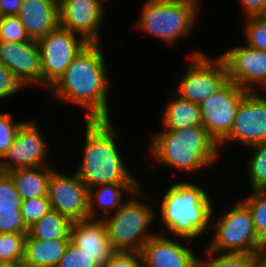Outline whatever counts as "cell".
<instances>
[{
  "label": "cell",
  "mask_w": 266,
  "mask_h": 267,
  "mask_svg": "<svg viewBox=\"0 0 266 267\" xmlns=\"http://www.w3.org/2000/svg\"><path fill=\"white\" fill-rule=\"evenodd\" d=\"M101 43H88L49 88L52 99L77 104L84 120H110L108 76Z\"/></svg>",
  "instance_id": "cell-1"
},
{
  "label": "cell",
  "mask_w": 266,
  "mask_h": 267,
  "mask_svg": "<svg viewBox=\"0 0 266 267\" xmlns=\"http://www.w3.org/2000/svg\"><path fill=\"white\" fill-rule=\"evenodd\" d=\"M110 120H85V143L77 176L88 187L102 184H139L126 169Z\"/></svg>",
  "instance_id": "cell-2"
},
{
  "label": "cell",
  "mask_w": 266,
  "mask_h": 267,
  "mask_svg": "<svg viewBox=\"0 0 266 267\" xmlns=\"http://www.w3.org/2000/svg\"><path fill=\"white\" fill-rule=\"evenodd\" d=\"M153 137L148 149L151 150V156L155 157L154 160L185 171L187 175L208 166L219 157L218 142L203 126L166 129Z\"/></svg>",
  "instance_id": "cell-3"
},
{
  "label": "cell",
  "mask_w": 266,
  "mask_h": 267,
  "mask_svg": "<svg viewBox=\"0 0 266 267\" xmlns=\"http://www.w3.org/2000/svg\"><path fill=\"white\" fill-rule=\"evenodd\" d=\"M207 192L191 182H176L164 193L161 202V221L166 229L191 242L213 226L212 202Z\"/></svg>",
  "instance_id": "cell-4"
},
{
  "label": "cell",
  "mask_w": 266,
  "mask_h": 267,
  "mask_svg": "<svg viewBox=\"0 0 266 267\" xmlns=\"http://www.w3.org/2000/svg\"><path fill=\"white\" fill-rule=\"evenodd\" d=\"M198 4L197 0H146L137 28L169 44L174 43L195 26Z\"/></svg>",
  "instance_id": "cell-5"
},
{
  "label": "cell",
  "mask_w": 266,
  "mask_h": 267,
  "mask_svg": "<svg viewBox=\"0 0 266 267\" xmlns=\"http://www.w3.org/2000/svg\"><path fill=\"white\" fill-rule=\"evenodd\" d=\"M140 189L133 193L130 201L102 219L115 252L140 253L145 243L156 235L153 232L148 234L146 231L156 217L154 209L134 198L142 196Z\"/></svg>",
  "instance_id": "cell-6"
},
{
  "label": "cell",
  "mask_w": 266,
  "mask_h": 267,
  "mask_svg": "<svg viewBox=\"0 0 266 267\" xmlns=\"http://www.w3.org/2000/svg\"><path fill=\"white\" fill-rule=\"evenodd\" d=\"M214 223L207 250L215 253H257L265 244L255 232L249 208L241 201Z\"/></svg>",
  "instance_id": "cell-7"
},
{
  "label": "cell",
  "mask_w": 266,
  "mask_h": 267,
  "mask_svg": "<svg viewBox=\"0 0 266 267\" xmlns=\"http://www.w3.org/2000/svg\"><path fill=\"white\" fill-rule=\"evenodd\" d=\"M191 57L188 70L186 73L183 72L175 95L199 104L228 81L227 69L220 56L212 60L197 50Z\"/></svg>",
  "instance_id": "cell-8"
},
{
  "label": "cell",
  "mask_w": 266,
  "mask_h": 267,
  "mask_svg": "<svg viewBox=\"0 0 266 267\" xmlns=\"http://www.w3.org/2000/svg\"><path fill=\"white\" fill-rule=\"evenodd\" d=\"M78 34L61 26L36 42L39 47L42 85L47 90L58 80L72 63L75 56L88 43Z\"/></svg>",
  "instance_id": "cell-9"
},
{
  "label": "cell",
  "mask_w": 266,
  "mask_h": 267,
  "mask_svg": "<svg viewBox=\"0 0 266 267\" xmlns=\"http://www.w3.org/2000/svg\"><path fill=\"white\" fill-rule=\"evenodd\" d=\"M247 93V90L228 80L199 103L202 126L218 144L230 133L237 107Z\"/></svg>",
  "instance_id": "cell-10"
},
{
  "label": "cell",
  "mask_w": 266,
  "mask_h": 267,
  "mask_svg": "<svg viewBox=\"0 0 266 267\" xmlns=\"http://www.w3.org/2000/svg\"><path fill=\"white\" fill-rule=\"evenodd\" d=\"M89 188L74 173L66 176L55 169L48 184V200L51 210L66 216L70 221L89 219Z\"/></svg>",
  "instance_id": "cell-11"
},
{
  "label": "cell",
  "mask_w": 266,
  "mask_h": 267,
  "mask_svg": "<svg viewBox=\"0 0 266 267\" xmlns=\"http://www.w3.org/2000/svg\"><path fill=\"white\" fill-rule=\"evenodd\" d=\"M248 92L237 107L230 133L219 146L237 141L246 146L266 142V98Z\"/></svg>",
  "instance_id": "cell-12"
},
{
  "label": "cell",
  "mask_w": 266,
  "mask_h": 267,
  "mask_svg": "<svg viewBox=\"0 0 266 267\" xmlns=\"http://www.w3.org/2000/svg\"><path fill=\"white\" fill-rule=\"evenodd\" d=\"M35 122H25L18 130L14 142L0 159L1 172L15 169L48 166L47 144Z\"/></svg>",
  "instance_id": "cell-13"
},
{
  "label": "cell",
  "mask_w": 266,
  "mask_h": 267,
  "mask_svg": "<svg viewBox=\"0 0 266 267\" xmlns=\"http://www.w3.org/2000/svg\"><path fill=\"white\" fill-rule=\"evenodd\" d=\"M59 26L79 34L87 43H100L106 0H58ZM100 28V29H99Z\"/></svg>",
  "instance_id": "cell-14"
},
{
  "label": "cell",
  "mask_w": 266,
  "mask_h": 267,
  "mask_svg": "<svg viewBox=\"0 0 266 267\" xmlns=\"http://www.w3.org/2000/svg\"><path fill=\"white\" fill-rule=\"evenodd\" d=\"M220 57L226 65L228 80L248 92L257 91L253 84L266 90V51L236 45Z\"/></svg>",
  "instance_id": "cell-15"
},
{
  "label": "cell",
  "mask_w": 266,
  "mask_h": 267,
  "mask_svg": "<svg viewBox=\"0 0 266 267\" xmlns=\"http://www.w3.org/2000/svg\"><path fill=\"white\" fill-rule=\"evenodd\" d=\"M0 62L23 83L42 85L39 47L36 41H0Z\"/></svg>",
  "instance_id": "cell-16"
},
{
  "label": "cell",
  "mask_w": 266,
  "mask_h": 267,
  "mask_svg": "<svg viewBox=\"0 0 266 267\" xmlns=\"http://www.w3.org/2000/svg\"><path fill=\"white\" fill-rule=\"evenodd\" d=\"M160 234L151 237L140 251L143 267H196L197 257L190 248ZM162 234V235H161Z\"/></svg>",
  "instance_id": "cell-17"
},
{
  "label": "cell",
  "mask_w": 266,
  "mask_h": 267,
  "mask_svg": "<svg viewBox=\"0 0 266 267\" xmlns=\"http://www.w3.org/2000/svg\"><path fill=\"white\" fill-rule=\"evenodd\" d=\"M70 241L94 258V262L99 267H103L115 253L102 219H85L72 222Z\"/></svg>",
  "instance_id": "cell-18"
},
{
  "label": "cell",
  "mask_w": 266,
  "mask_h": 267,
  "mask_svg": "<svg viewBox=\"0 0 266 267\" xmlns=\"http://www.w3.org/2000/svg\"><path fill=\"white\" fill-rule=\"evenodd\" d=\"M17 16L29 38L37 41L59 26V1L22 0Z\"/></svg>",
  "instance_id": "cell-19"
},
{
  "label": "cell",
  "mask_w": 266,
  "mask_h": 267,
  "mask_svg": "<svg viewBox=\"0 0 266 267\" xmlns=\"http://www.w3.org/2000/svg\"><path fill=\"white\" fill-rule=\"evenodd\" d=\"M69 241L70 239L41 240L27 233L21 266L56 267Z\"/></svg>",
  "instance_id": "cell-20"
},
{
  "label": "cell",
  "mask_w": 266,
  "mask_h": 267,
  "mask_svg": "<svg viewBox=\"0 0 266 267\" xmlns=\"http://www.w3.org/2000/svg\"><path fill=\"white\" fill-rule=\"evenodd\" d=\"M139 188L140 184L117 183L102 184L89 188V219H95L98 216L96 214V204L105 213L96 219H103L109 216L111 212H116L124 204L122 201V194L124 193L122 191L132 196Z\"/></svg>",
  "instance_id": "cell-21"
},
{
  "label": "cell",
  "mask_w": 266,
  "mask_h": 267,
  "mask_svg": "<svg viewBox=\"0 0 266 267\" xmlns=\"http://www.w3.org/2000/svg\"><path fill=\"white\" fill-rule=\"evenodd\" d=\"M53 170L48 166H42L15 169L7 172V174L13 180L22 200H27L47 196L49 178Z\"/></svg>",
  "instance_id": "cell-22"
},
{
  "label": "cell",
  "mask_w": 266,
  "mask_h": 267,
  "mask_svg": "<svg viewBox=\"0 0 266 267\" xmlns=\"http://www.w3.org/2000/svg\"><path fill=\"white\" fill-rule=\"evenodd\" d=\"M162 114L166 129L180 130L192 126H202L199 104L187 101L176 96L167 103Z\"/></svg>",
  "instance_id": "cell-23"
},
{
  "label": "cell",
  "mask_w": 266,
  "mask_h": 267,
  "mask_svg": "<svg viewBox=\"0 0 266 267\" xmlns=\"http://www.w3.org/2000/svg\"><path fill=\"white\" fill-rule=\"evenodd\" d=\"M71 223L66 216L50 210L28 229V233L41 240L70 239Z\"/></svg>",
  "instance_id": "cell-24"
},
{
  "label": "cell",
  "mask_w": 266,
  "mask_h": 267,
  "mask_svg": "<svg viewBox=\"0 0 266 267\" xmlns=\"http://www.w3.org/2000/svg\"><path fill=\"white\" fill-rule=\"evenodd\" d=\"M205 250L210 259L201 261L197 258L196 267H255L256 253H219V256Z\"/></svg>",
  "instance_id": "cell-25"
},
{
  "label": "cell",
  "mask_w": 266,
  "mask_h": 267,
  "mask_svg": "<svg viewBox=\"0 0 266 267\" xmlns=\"http://www.w3.org/2000/svg\"><path fill=\"white\" fill-rule=\"evenodd\" d=\"M27 233H0V263L22 264Z\"/></svg>",
  "instance_id": "cell-26"
},
{
  "label": "cell",
  "mask_w": 266,
  "mask_h": 267,
  "mask_svg": "<svg viewBox=\"0 0 266 267\" xmlns=\"http://www.w3.org/2000/svg\"><path fill=\"white\" fill-rule=\"evenodd\" d=\"M243 203L249 208L258 238L266 244V190H252Z\"/></svg>",
  "instance_id": "cell-27"
},
{
  "label": "cell",
  "mask_w": 266,
  "mask_h": 267,
  "mask_svg": "<svg viewBox=\"0 0 266 267\" xmlns=\"http://www.w3.org/2000/svg\"><path fill=\"white\" fill-rule=\"evenodd\" d=\"M249 148L255 150V154L248 163L251 189L266 190V142L249 146Z\"/></svg>",
  "instance_id": "cell-28"
},
{
  "label": "cell",
  "mask_w": 266,
  "mask_h": 267,
  "mask_svg": "<svg viewBox=\"0 0 266 267\" xmlns=\"http://www.w3.org/2000/svg\"><path fill=\"white\" fill-rule=\"evenodd\" d=\"M50 210L51 206L47 196L22 200L21 214L26 228L29 229Z\"/></svg>",
  "instance_id": "cell-29"
},
{
  "label": "cell",
  "mask_w": 266,
  "mask_h": 267,
  "mask_svg": "<svg viewBox=\"0 0 266 267\" xmlns=\"http://www.w3.org/2000/svg\"><path fill=\"white\" fill-rule=\"evenodd\" d=\"M244 23L246 46L266 51V22L258 16L247 17Z\"/></svg>",
  "instance_id": "cell-30"
},
{
  "label": "cell",
  "mask_w": 266,
  "mask_h": 267,
  "mask_svg": "<svg viewBox=\"0 0 266 267\" xmlns=\"http://www.w3.org/2000/svg\"><path fill=\"white\" fill-rule=\"evenodd\" d=\"M0 41H31L25 27L17 15L3 16L0 20Z\"/></svg>",
  "instance_id": "cell-31"
},
{
  "label": "cell",
  "mask_w": 266,
  "mask_h": 267,
  "mask_svg": "<svg viewBox=\"0 0 266 267\" xmlns=\"http://www.w3.org/2000/svg\"><path fill=\"white\" fill-rule=\"evenodd\" d=\"M56 267H99L94 258L69 241Z\"/></svg>",
  "instance_id": "cell-32"
},
{
  "label": "cell",
  "mask_w": 266,
  "mask_h": 267,
  "mask_svg": "<svg viewBox=\"0 0 266 267\" xmlns=\"http://www.w3.org/2000/svg\"><path fill=\"white\" fill-rule=\"evenodd\" d=\"M8 112L0 113V159L10 148L20 127L26 121L12 122Z\"/></svg>",
  "instance_id": "cell-33"
},
{
  "label": "cell",
  "mask_w": 266,
  "mask_h": 267,
  "mask_svg": "<svg viewBox=\"0 0 266 267\" xmlns=\"http://www.w3.org/2000/svg\"><path fill=\"white\" fill-rule=\"evenodd\" d=\"M0 233H28L21 208H0Z\"/></svg>",
  "instance_id": "cell-34"
},
{
  "label": "cell",
  "mask_w": 266,
  "mask_h": 267,
  "mask_svg": "<svg viewBox=\"0 0 266 267\" xmlns=\"http://www.w3.org/2000/svg\"><path fill=\"white\" fill-rule=\"evenodd\" d=\"M22 197L7 173L0 174V208H21Z\"/></svg>",
  "instance_id": "cell-35"
},
{
  "label": "cell",
  "mask_w": 266,
  "mask_h": 267,
  "mask_svg": "<svg viewBox=\"0 0 266 267\" xmlns=\"http://www.w3.org/2000/svg\"><path fill=\"white\" fill-rule=\"evenodd\" d=\"M23 83L0 62V99L9 97L20 91Z\"/></svg>",
  "instance_id": "cell-36"
},
{
  "label": "cell",
  "mask_w": 266,
  "mask_h": 267,
  "mask_svg": "<svg viewBox=\"0 0 266 267\" xmlns=\"http://www.w3.org/2000/svg\"><path fill=\"white\" fill-rule=\"evenodd\" d=\"M103 267H143L140 253L115 252Z\"/></svg>",
  "instance_id": "cell-37"
},
{
  "label": "cell",
  "mask_w": 266,
  "mask_h": 267,
  "mask_svg": "<svg viewBox=\"0 0 266 267\" xmlns=\"http://www.w3.org/2000/svg\"><path fill=\"white\" fill-rule=\"evenodd\" d=\"M245 10V16H258L266 6V0H240Z\"/></svg>",
  "instance_id": "cell-38"
},
{
  "label": "cell",
  "mask_w": 266,
  "mask_h": 267,
  "mask_svg": "<svg viewBox=\"0 0 266 267\" xmlns=\"http://www.w3.org/2000/svg\"><path fill=\"white\" fill-rule=\"evenodd\" d=\"M22 0H0V14L3 16L18 15Z\"/></svg>",
  "instance_id": "cell-39"
},
{
  "label": "cell",
  "mask_w": 266,
  "mask_h": 267,
  "mask_svg": "<svg viewBox=\"0 0 266 267\" xmlns=\"http://www.w3.org/2000/svg\"><path fill=\"white\" fill-rule=\"evenodd\" d=\"M255 267H266V247L256 253Z\"/></svg>",
  "instance_id": "cell-40"
},
{
  "label": "cell",
  "mask_w": 266,
  "mask_h": 267,
  "mask_svg": "<svg viewBox=\"0 0 266 267\" xmlns=\"http://www.w3.org/2000/svg\"><path fill=\"white\" fill-rule=\"evenodd\" d=\"M0 267H21V264H14V263H0Z\"/></svg>",
  "instance_id": "cell-41"
},
{
  "label": "cell",
  "mask_w": 266,
  "mask_h": 267,
  "mask_svg": "<svg viewBox=\"0 0 266 267\" xmlns=\"http://www.w3.org/2000/svg\"><path fill=\"white\" fill-rule=\"evenodd\" d=\"M259 18H261L264 22H266V6L262 10V12L258 15Z\"/></svg>",
  "instance_id": "cell-42"
}]
</instances>
